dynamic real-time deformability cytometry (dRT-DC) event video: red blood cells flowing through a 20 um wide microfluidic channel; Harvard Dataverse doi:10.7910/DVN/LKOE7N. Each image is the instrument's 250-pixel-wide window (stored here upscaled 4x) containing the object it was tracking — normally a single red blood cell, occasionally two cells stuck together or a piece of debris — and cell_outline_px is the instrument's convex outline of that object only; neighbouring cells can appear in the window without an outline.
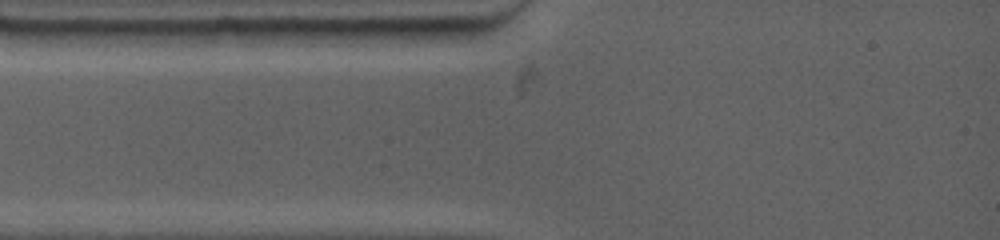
{"species": "common noctule bat (a hibernating species)", "species_latin": "Nyctalus noctula", "temperature_condition": "warm", "stored_images_in_passage": 2, "camera_frame_rate_fps": 4500, "um_per_image_px": 0.085, "animal": {"sex": "female", "body_mass_g": 19.0, "forearm_length_mm": 53.3}, "frame": {"image": 1, "passage_image": 1, "time_ms": 0.0, "image_size_px": [1000, 240], "cell_outline_px": [[296, 44], [292, 48], [212, 48], [188, 32], [212, 28], [296, 28]], "centroid_in_image_um": [21.04, 3.21], "position_along_channel_um": 64.0, "area_um2": 13.81}}